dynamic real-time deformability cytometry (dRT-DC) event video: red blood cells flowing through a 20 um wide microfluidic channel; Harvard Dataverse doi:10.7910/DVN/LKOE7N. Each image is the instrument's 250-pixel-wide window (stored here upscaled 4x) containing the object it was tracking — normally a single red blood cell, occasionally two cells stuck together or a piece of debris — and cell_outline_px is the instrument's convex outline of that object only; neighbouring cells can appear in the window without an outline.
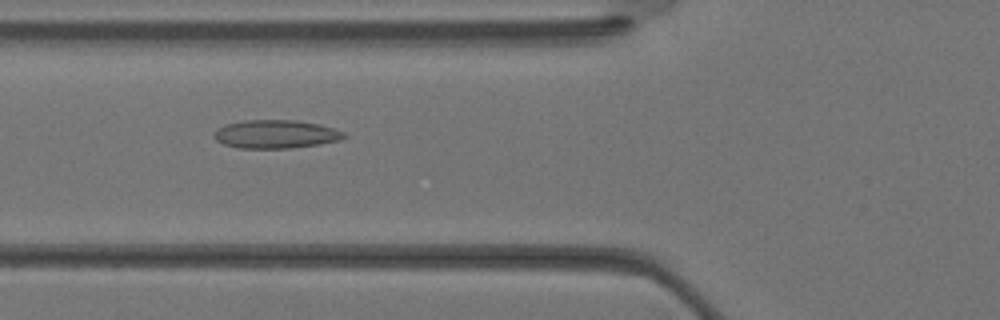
{"species": "Egyptian fruit bat (a non-hibernating species)", "species_latin": "Rousettus aegyptiacus", "temperature_condition": "warm", "stored_images_in_passage": 31, "camera_frame_rate_fps": 3000, "um_per_image_px": 0.085, "animal": {"sex": "female"}, "frame": {"image": 1, "passage_image": 9, "time_ms": 2.667, "image_size_px": [1000, 320], "cell_outline_px": [[348, 136], [340, 140], [292, 148], [240, 148], [224, 144], [216, 140], [212, 136], [224, 124], [244, 120], [296, 120], [320, 124], [344, 132]], "centroid_in_image_um": [23.44, 11.4], "position_along_channel_um": 102.4, "area_um2": 21.39}}
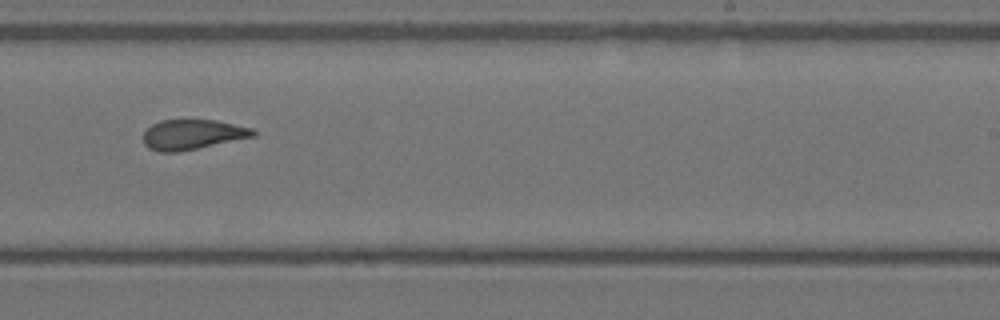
{"frame": {"image": 2, "passage_image": 18, "time_ms": 5.667, "image_size_px": [1000, 320], "cell_outline_px": [[256, 136], [180, 152], [160, 152], [148, 148], [144, 144], [144, 132], [152, 124], [160, 120], [216, 120], [252, 128], [256, 132]], "centroid_in_image_um": [16.36, 11.44], "position_along_channel_um": 272.6, "area_um2": 19.25}}
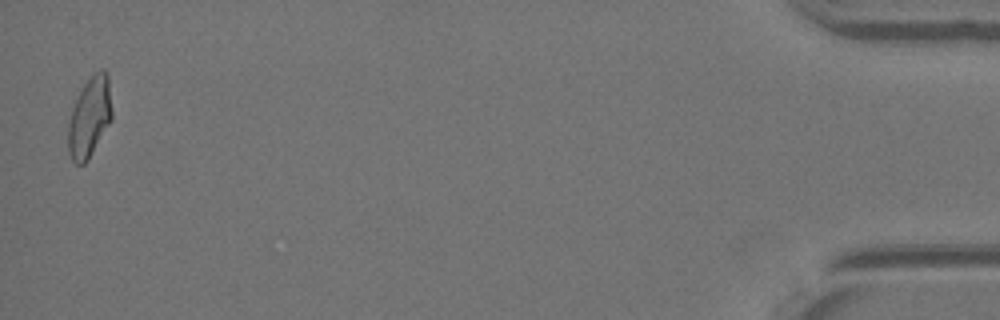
{"frame": {"image": 3, "passage_image": 31, "time_ms": 10.0, "image_size_px": [1000, 320], "cell_outline_px": [[112, 120], [88, 160], [84, 164], [76, 164], [72, 160], [68, 152], [68, 124], [72, 108], [84, 84], [100, 68], [104, 68], [108, 72], [112, 108]], "centroid_in_image_um": [7.63, 9.96], "position_along_channel_um": 427.6, "area_um2": 20.58}}